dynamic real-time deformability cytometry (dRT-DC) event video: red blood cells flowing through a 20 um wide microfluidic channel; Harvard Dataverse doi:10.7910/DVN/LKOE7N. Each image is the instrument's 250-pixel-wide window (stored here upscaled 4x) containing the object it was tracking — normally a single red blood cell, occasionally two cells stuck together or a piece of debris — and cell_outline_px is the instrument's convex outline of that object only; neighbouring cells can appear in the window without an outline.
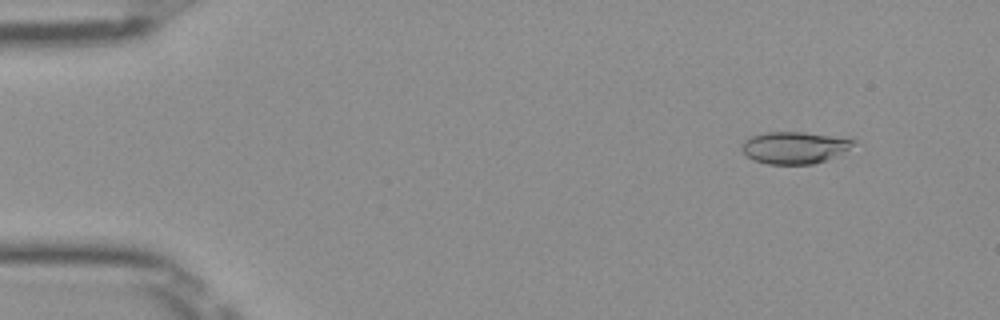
{"species": "Egyptian fruit bat (a non-hibernating species)", "species_latin": "Rousettus aegyptiacus", "temperature_condition": "room temperature", "stored_images_in_passage": 49, "camera_frame_rate_fps": 3000, "um_per_image_px": 0.085, "frame": {"image": 1, "passage_image": 3, "time_ms": 0.667, "image_size_px": [1000, 320], "cell_outline_px": [[856, 140], [848, 148], [824, 160], [812, 164], [768, 164], [752, 160], [740, 148], [744, 140], [752, 136], [764, 132], [804, 132]], "centroid_in_image_um": [67.42, 12.54], "position_along_channel_um": 17.6, "area_um2": 20.29}}
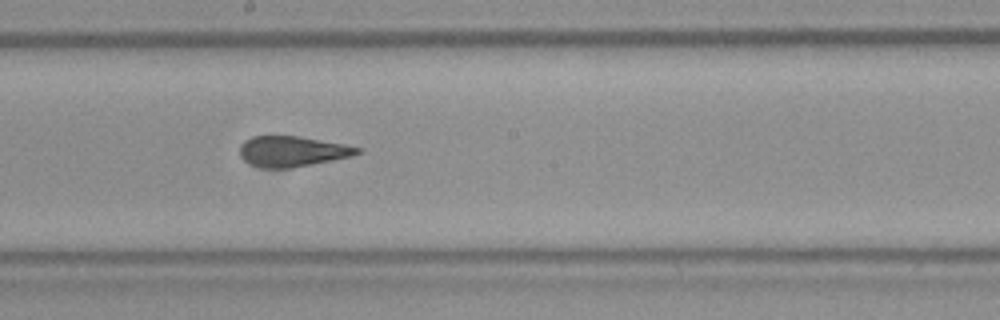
{"frame": {"image": 2, "passage_image": 26, "time_ms": 8.333, "image_size_px": [1000, 320], "cell_outline_px": [[364, 152], [352, 156], [292, 168], [260, 168], [244, 160], [240, 156], [240, 144], [244, 140], [252, 136], [300, 136], [344, 144], [364, 148]], "centroid_in_image_um": [24.87, 12.86], "position_along_channel_um": 223.3, "area_um2": 21.1}}
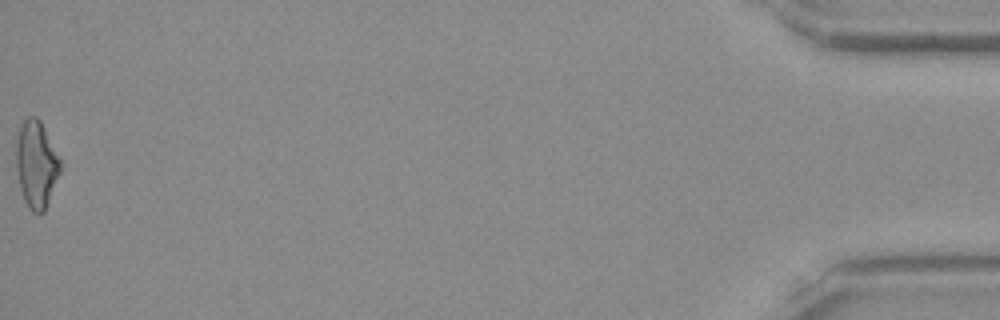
{"frame": {"image": 3, "passage_image": 49, "time_ms": 16.0, "image_size_px": [1000, 320], "cell_outline_px": [[60, 172], [44, 212], [32, 212], [28, 208], [24, 200], [20, 188], [16, 168], [16, 144], [20, 128], [24, 120], [28, 116], [36, 116], [40, 120], [60, 160]], "centroid_in_image_um": [3.07, 13.98], "position_along_channel_um": 432.1, "area_um2": 22.02}, "authors_computed_cell_mechanics": {"area_um2": 21.2704, "velocity_mm_per_s": 4.0111, "shape_relaxation_time_tau1_ms": null, "shape_relaxation_time_tau2_ms": 1.6556, "deformation_change_tau1": null, "deformation_change_tau2": 0.1019}}